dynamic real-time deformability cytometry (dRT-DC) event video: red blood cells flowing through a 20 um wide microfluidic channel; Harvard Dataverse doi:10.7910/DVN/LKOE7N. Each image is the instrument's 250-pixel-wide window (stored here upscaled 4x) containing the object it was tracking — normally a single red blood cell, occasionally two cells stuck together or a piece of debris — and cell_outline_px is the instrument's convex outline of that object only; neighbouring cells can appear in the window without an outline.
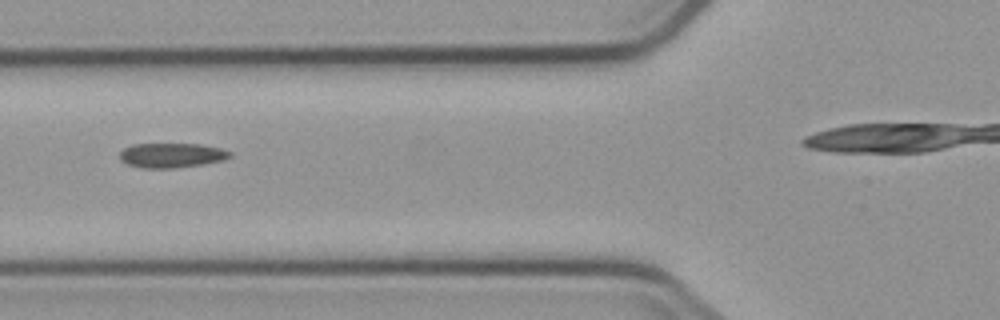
{"species": "common noctule bat (a hibernating species)", "species_latin": "Nyctalus noctula", "temperature_condition": "cold", "stored_images_in_passage": 2, "camera_frame_rate_fps": 3000, "um_per_image_px": 0.085, "animal": {"sex": "male", "body_mass_g": 23.1, "forearm_length_mm": 52.7}, "frame": {"image": 1, "passage_image": 2, "time_ms": 1.0, "image_size_px": [1000, 320], "cell_outline_px": [[232, 156], [224, 160], [200, 164], [172, 168], [144, 168], [128, 164], [120, 160], [120, 152], [124, 148], [132, 144], [200, 144], [220, 148], [232, 152]], "centroid_in_image_um": [14.59, 13.19], "position_along_channel_um": 111.2, "area_um2": 15.72}}